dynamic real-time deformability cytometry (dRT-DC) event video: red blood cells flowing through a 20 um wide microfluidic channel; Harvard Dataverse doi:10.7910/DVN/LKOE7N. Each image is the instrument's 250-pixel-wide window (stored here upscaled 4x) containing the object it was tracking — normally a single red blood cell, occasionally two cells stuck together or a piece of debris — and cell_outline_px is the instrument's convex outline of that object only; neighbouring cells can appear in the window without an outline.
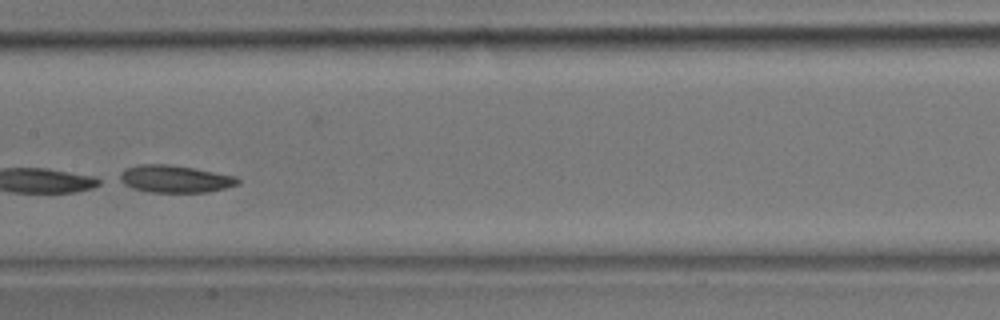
{"species": "common noctule bat (a hibernating species)", "species_latin": "Nyctalus noctula", "temperature_condition": "room temperature", "stored_images_in_passage": 26, "camera_frame_rate_fps": 3000, "um_per_image_px": 0.085, "animal": {"sex": "male", "body_mass_g": 17.9}, "frame": {"image": 1, "passage_image": 8, "time_ms": 2.333, "image_size_px": [1000, 320], "cell_outline_px": [[240, 184], [208, 192], [148, 192], [132, 188], [116, 180], [120, 172], [124, 168], [140, 164], [168, 164], [192, 168], [236, 176], [240, 180]], "centroid_in_image_um": [14.81, 15.21], "position_along_channel_um": 192.6, "area_um2": 18.96}}